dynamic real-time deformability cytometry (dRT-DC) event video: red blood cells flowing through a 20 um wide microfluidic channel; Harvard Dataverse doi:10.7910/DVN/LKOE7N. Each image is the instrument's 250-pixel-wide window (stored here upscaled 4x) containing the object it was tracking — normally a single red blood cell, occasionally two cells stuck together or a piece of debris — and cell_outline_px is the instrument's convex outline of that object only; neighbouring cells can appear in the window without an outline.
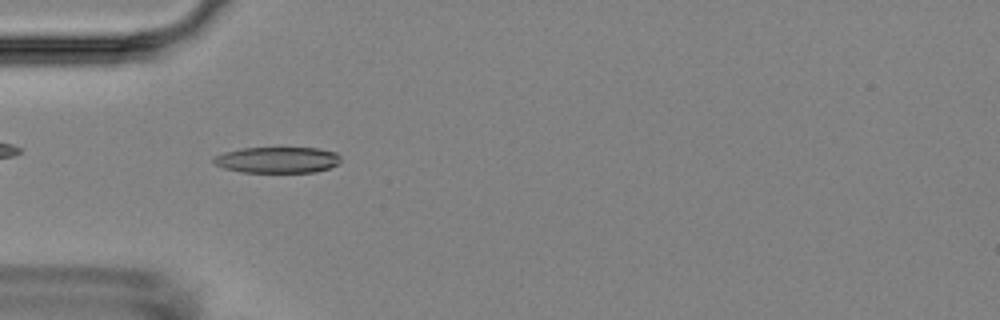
{"species": "Egyptian fruit bat (a non-hibernating species)", "species_latin": "Rousettus aegyptiacus", "temperature_condition": "room temperature", "stored_images_in_passage": 13, "camera_frame_rate_fps": 3000, "um_per_image_px": 0.085, "animal": {"sex": "female"}, "frame": {"image": 1, "passage_image": 3, "time_ms": 3.333, "image_size_px": [1000, 320], "cell_outline_px": [[340, 160], [336, 164], [328, 168], [316, 172], [240, 172], [224, 168], [216, 164], [212, 160], [216, 156], [224, 152], [240, 148], [316, 148], [336, 152], [340, 156]], "centroid_in_image_um": [23.57, 13.59], "position_along_channel_um": 61.4, "area_um2": 19.19}}
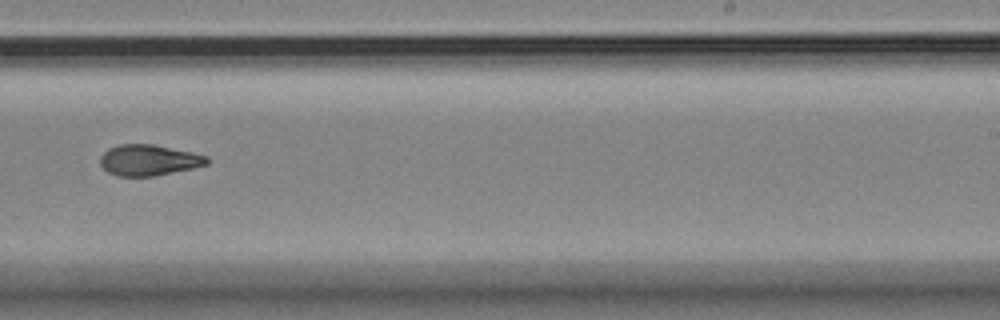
{"frame": {"image": 2, "passage_image": 8, "time_ms": 9.333, "image_size_px": [1000, 320], "cell_outline_px": [[208, 164], [192, 168], [156, 176], [116, 176], [108, 172], [100, 164], [100, 156], [108, 148], [120, 144], [152, 144], [192, 152], [208, 156]], "centroid_in_image_um": [12.63, 13.61], "position_along_channel_um": 276.4, "area_um2": 19.25}}
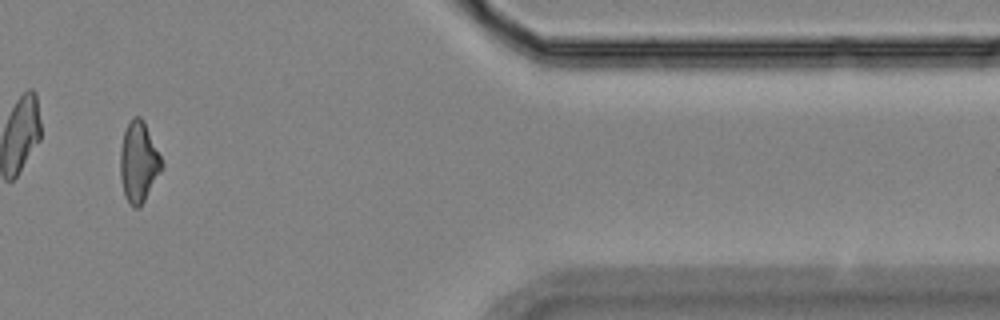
{"frame": {"image": 3, "passage_image": 12, "time_ms": 13.667, "image_size_px": [1000, 320], "cell_outline_px": [[164, 164], [160, 172], [140, 208], [132, 208], [128, 204], [124, 196], [120, 176], [120, 148], [124, 132], [132, 116], [140, 116], [144, 120]], "centroid_in_image_um": [11.77, 13.79], "position_along_channel_um": 399.6, "area_um2": 19.59}, "authors_computed_cell_mechanics": {"area_um2": 19.2474, "velocity_mm_per_s": 3.613, "shape_relaxation_time_tau1_ms": 6.0606, "shape_relaxation_time_tau2_ms": 3.097, "deformation_change_tau1": 0.1739, "deformation_change_tau2": 0.0867}}